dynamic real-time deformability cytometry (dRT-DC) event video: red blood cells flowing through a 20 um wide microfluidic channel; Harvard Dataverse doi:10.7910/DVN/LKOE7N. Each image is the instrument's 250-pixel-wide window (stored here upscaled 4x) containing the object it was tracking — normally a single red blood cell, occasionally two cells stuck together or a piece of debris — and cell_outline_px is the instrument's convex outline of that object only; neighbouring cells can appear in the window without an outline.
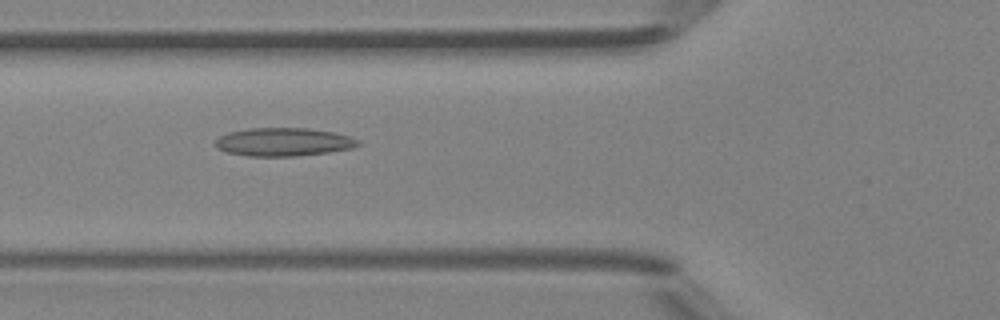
{"species": "Egyptian fruit bat (a non-hibernating species)", "species_latin": "Rousettus aegyptiacus", "temperature_condition": "room temperature", "stored_images_in_passage": 48, "camera_frame_rate_fps": 3000, "um_per_image_px": 0.085, "animal": {"sex": "female"}, "frame": {"image": 1, "passage_image": 18, "time_ms": 5.667, "image_size_px": [1000, 320], "cell_outline_px": [[360, 144], [352, 148], [328, 152], [296, 156], [248, 156], [224, 152], [216, 144], [216, 140], [220, 136], [228, 132], [248, 128], [308, 128], [332, 132], [348, 136], [360, 140]], "centroid_in_image_um": [24.09, 12.06], "position_along_channel_um": 101.7, "area_um2": 23.41}}
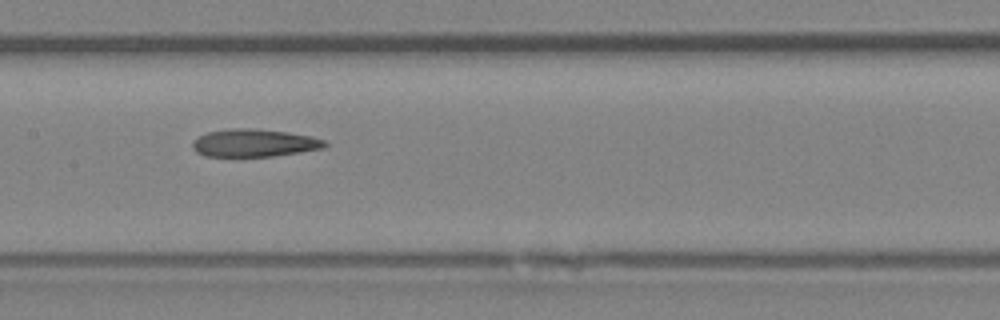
{"frame": {"image": 2, "passage_image": 24, "time_ms": 7.667, "image_size_px": [1000, 320], "cell_outline_px": [[328, 144], [324, 148], [300, 152], [272, 156], [204, 156], [196, 152], [192, 148], [192, 140], [208, 132], [232, 128], [256, 128], [288, 132], [312, 136], [324, 140]], "centroid_in_image_um": [21.61, 12.14], "position_along_channel_um": 185.8, "area_um2": 21.44}}
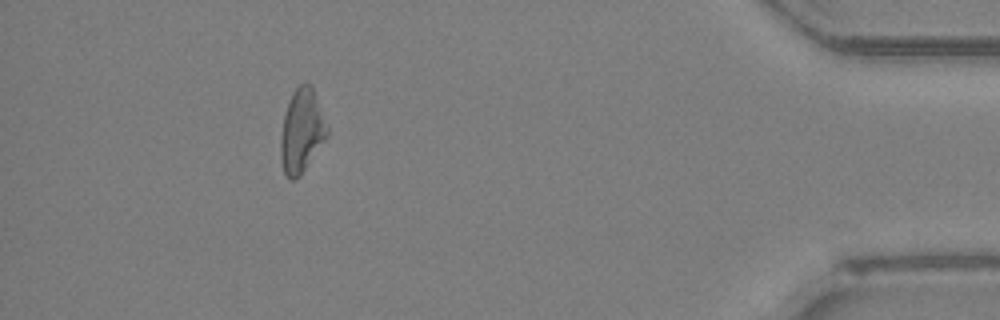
{"frame": {"image": 3, "passage_image": 44, "time_ms": 14.333, "image_size_px": [1000, 320], "cell_outline_px": [[328, 136], [300, 176], [296, 180], [288, 180], [284, 172], [280, 160], [280, 140], [284, 112], [292, 92], [304, 80], [312, 84], [328, 124]], "centroid_in_image_um": [25.65, 11.1], "position_along_channel_um": 409.6, "area_um2": 23.24}}